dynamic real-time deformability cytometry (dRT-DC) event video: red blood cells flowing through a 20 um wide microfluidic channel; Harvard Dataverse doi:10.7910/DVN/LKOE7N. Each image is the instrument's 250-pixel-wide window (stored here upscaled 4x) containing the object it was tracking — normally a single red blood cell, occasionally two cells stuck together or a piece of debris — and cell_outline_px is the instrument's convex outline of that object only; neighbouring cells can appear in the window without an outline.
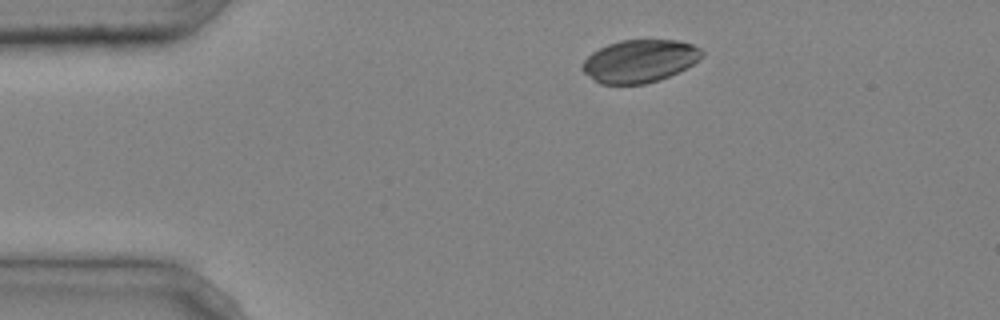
{"species": "common noctule bat (a hibernating species)", "species_latin": "Nyctalus noctula", "temperature_condition": "cold", "stored_images_in_passage": 3, "segment_of_instrument_passage": [1, 2], "camera_frame_rate_fps": 3000, "um_per_image_px": 0.085, "animal": {"sex": "male", "body_mass_g": 20.4}, "frame": {"image": 1, "passage_image": 1, "time_ms": 0.0, "image_size_px": [1000, 320], "cell_outline_px": [[704, 52], [692, 64], [660, 80], [644, 84], [600, 84], [584, 72], [580, 68], [580, 64], [592, 52], [608, 44], [620, 40], [680, 40], [692, 44], [700, 48]], "centroid_in_image_um": [54.33, 5.18], "position_along_channel_um": 30.7, "area_um2": 29.59}}